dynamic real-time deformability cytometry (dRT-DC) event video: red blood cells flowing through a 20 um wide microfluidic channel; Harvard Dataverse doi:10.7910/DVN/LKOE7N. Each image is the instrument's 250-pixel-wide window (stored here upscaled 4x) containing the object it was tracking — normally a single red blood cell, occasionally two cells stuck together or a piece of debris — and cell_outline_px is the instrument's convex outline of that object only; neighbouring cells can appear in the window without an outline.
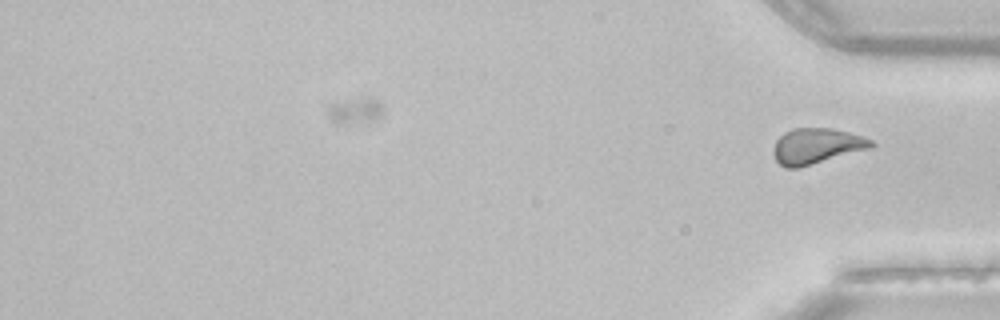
{"species": "common noctule bat (a hibernating species)", "species_latin": "Nyctalus noctula", "temperature_condition": "room temperature", "stored_images_in_passage": 59, "segment_of_instrument_passage": [2, 2], "camera_frame_rate_fps": 3000, "um_per_image_px": 0.085, "animal": {"sex": "female", "body_mass_g": 22.7, "forearm_length_mm": 54.2}, "frame": {"image": 1, "passage_image": 59, "time_ms": 19.333, "image_size_px": [1000, 320], "cell_outline_px": [[876, 144], [872, 148], [800, 168], [784, 168], [776, 160], [772, 152], [776, 140], [784, 132], [792, 128], [832, 128], [848, 132], [872, 140]], "centroid_in_image_um": [69.4, 12.42], "position_along_channel_um": 365.8, "area_um2": 20.52}}